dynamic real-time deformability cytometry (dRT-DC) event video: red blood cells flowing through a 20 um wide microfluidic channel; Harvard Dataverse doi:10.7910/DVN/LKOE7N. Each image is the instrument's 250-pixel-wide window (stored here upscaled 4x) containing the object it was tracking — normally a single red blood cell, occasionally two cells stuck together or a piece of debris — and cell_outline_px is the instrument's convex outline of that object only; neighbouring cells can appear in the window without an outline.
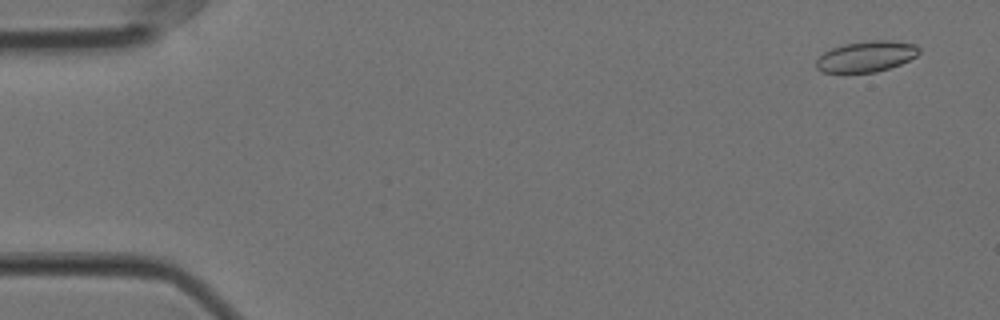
{"species": "Egyptian fruit bat (a non-hibernating species)", "species_latin": "Rousettus aegyptiacus", "temperature_condition": "cold", "stored_images_in_passage": 16, "camera_frame_rate_fps": 3000, "um_per_image_px": 0.085, "animal": {"sex": "female"}, "frame": {"image": 1, "passage_image": 1, "time_ms": 0.0, "image_size_px": [1000, 320], "cell_outline_px": [[920, 52], [916, 56], [900, 64], [876, 72], [820, 72], [816, 68], [816, 60], [824, 52], [832, 48], [844, 44], [872, 40], [888, 40], [916, 44], [920, 48]], "centroid_in_image_um": [73.64, 4.79], "position_along_channel_um": 11.4, "area_um2": 18.38}}
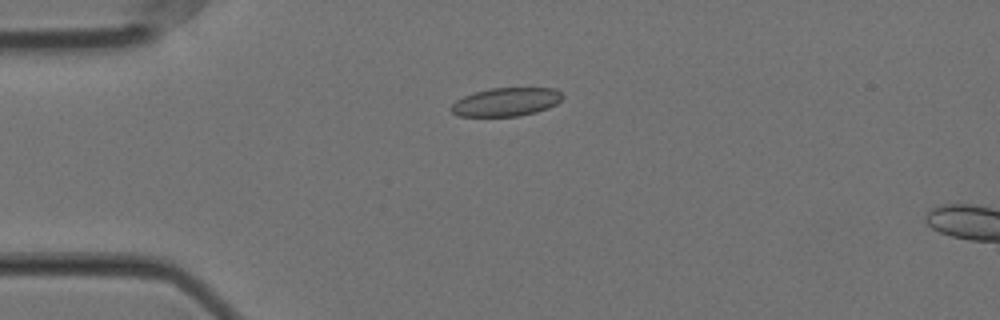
{"frame": {"image": 2, "passage_image": 12, "time_ms": 3.667, "image_size_px": [1000, 320], "cell_outline_px": [[564, 96], [556, 104], [548, 108], [536, 112], [520, 116], [460, 116], [452, 112], [452, 104], [456, 100], [464, 96], [476, 92], [492, 88], [556, 88]], "centroid_in_image_um": [43.05, 8.66], "position_along_channel_um": 41.9, "area_um2": 18.32}}